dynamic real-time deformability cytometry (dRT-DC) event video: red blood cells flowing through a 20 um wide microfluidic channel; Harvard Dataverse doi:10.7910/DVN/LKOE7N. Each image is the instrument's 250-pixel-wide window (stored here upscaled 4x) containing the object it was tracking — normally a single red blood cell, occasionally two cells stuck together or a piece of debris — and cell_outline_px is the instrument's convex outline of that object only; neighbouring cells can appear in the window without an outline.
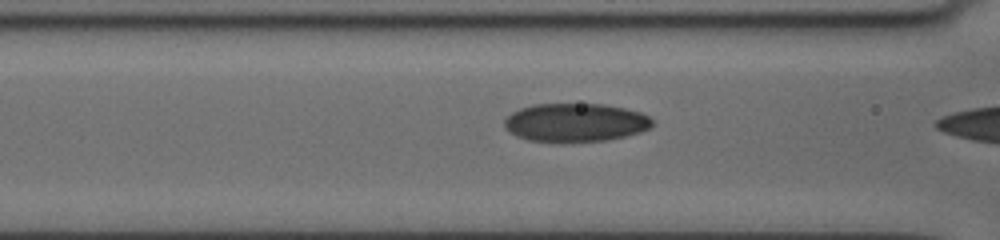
{"species": "human", "species_latin": "Homo sapiens", "temperature_condition": "cold", "stored_images_in_passage": 9, "camera_frame_rate_fps": 3000, "um_per_image_px": 0.085, "donor": {"sex": "female"}, "frame": {"image": 1, "passage_image": 6, "time_ms": 1.333, "image_size_px": [1000, 240], "cell_outline_px": [[652, 124], [648, 128], [640, 132], [608, 140], [560, 144], [528, 140], [516, 136], [504, 128], [504, 120], [512, 112], [520, 108], [536, 104], [604, 104], [624, 108], [640, 112], [648, 116], [652, 120]], "centroid_in_image_um": [48.86, 10.44], "position_along_channel_um": 117.7, "area_um2": 33.64}}